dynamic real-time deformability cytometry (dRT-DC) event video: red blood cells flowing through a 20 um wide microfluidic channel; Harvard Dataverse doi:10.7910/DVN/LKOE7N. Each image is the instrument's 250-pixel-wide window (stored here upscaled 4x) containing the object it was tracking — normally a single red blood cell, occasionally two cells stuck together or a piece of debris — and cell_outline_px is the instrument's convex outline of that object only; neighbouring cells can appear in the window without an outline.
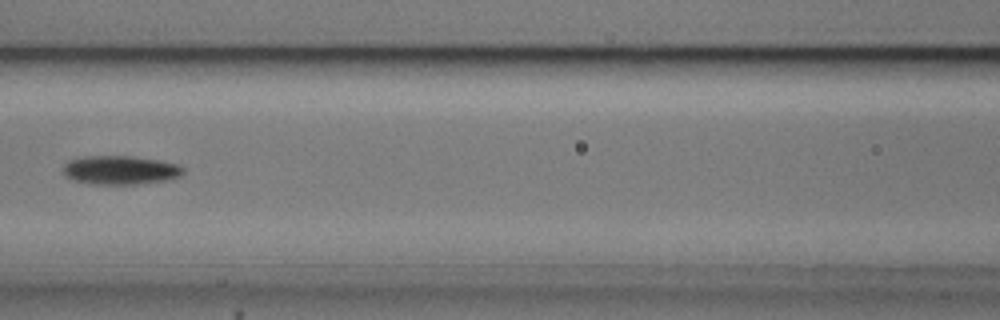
{"species": "common noctule bat (a hibernating species)", "species_latin": "Nyctalus noctula", "temperature_condition": "cold", "stored_images_in_passage": 7, "camera_frame_rate_fps": 3000, "um_per_image_px": 0.085, "animal": {"sex": "male", "body_mass_g": 20.5, "forearm_length_mm": 52.5}, "frame": {"image": 1, "passage_image": 7, "time_ms": 7.0, "image_size_px": [1000, 320], "cell_outline_px": [[184, 172], [180, 176], [164, 180], [136, 184], [92, 184], [72, 180], [64, 176], [64, 164], [68, 160], [84, 156], [132, 156], [160, 160], [180, 164], [184, 168]], "centroid_in_image_um": [10.22, 14.45], "position_along_channel_um": 156.4, "area_um2": 20.29}}